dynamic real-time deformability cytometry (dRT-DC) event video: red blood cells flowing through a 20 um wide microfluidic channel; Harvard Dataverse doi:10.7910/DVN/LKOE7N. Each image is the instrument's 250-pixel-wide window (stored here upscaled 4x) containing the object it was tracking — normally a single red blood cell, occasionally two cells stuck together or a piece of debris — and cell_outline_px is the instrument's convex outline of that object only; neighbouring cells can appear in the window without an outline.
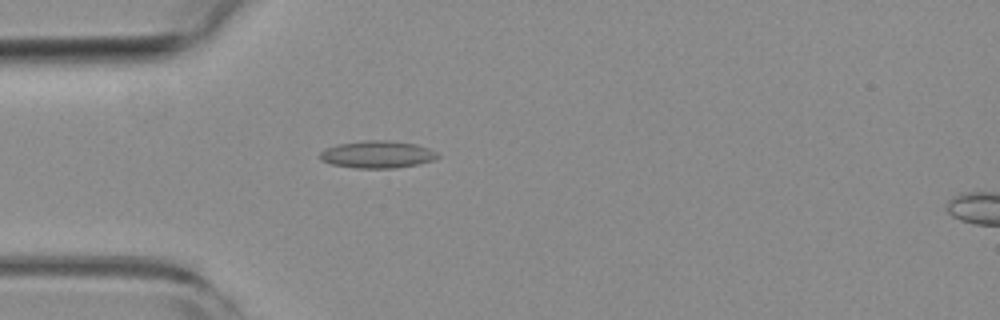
{"species": "common noctule bat (a hibernating species)", "species_latin": "Nyctalus noctula", "temperature_condition": "room temperature", "stored_images_in_passage": 53, "camera_frame_rate_fps": 3000, "um_per_image_px": 0.085, "animal": {"sex": "female", "body_mass_g": 19.3, "forearm_length_mm": 54.1}, "frame": {"image": 1, "passage_image": 15, "time_ms": 4.667, "image_size_px": [1000, 320], "cell_outline_px": [[440, 156], [432, 160], [416, 164], [392, 168], [356, 168], [332, 164], [320, 160], [320, 152], [328, 148], [340, 144], [364, 140], [384, 140], [416, 144], [428, 148], [436, 152]], "centroid_in_image_um": [32.07, 13.12], "position_along_channel_um": 52.9, "area_um2": 18.38}}
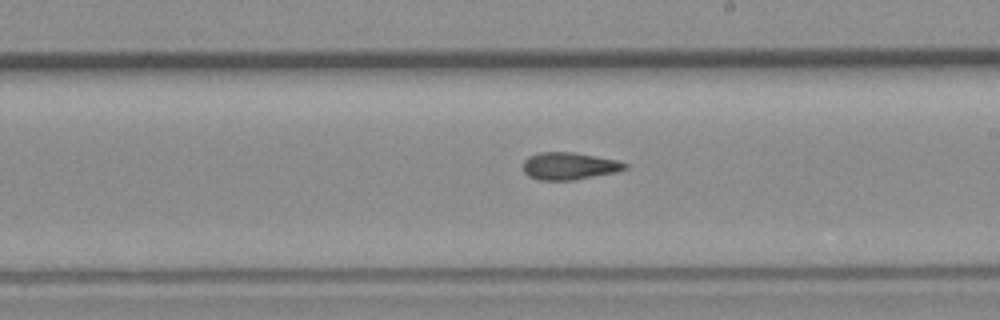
{"frame": {"image": 2, "passage_image": 30, "time_ms": 9.667, "image_size_px": [1000, 320], "cell_outline_px": [[628, 168], [616, 172], [572, 180], [540, 180], [528, 176], [524, 172], [524, 160], [528, 156], [540, 152], [576, 152], [616, 160], [628, 164]], "centroid_in_image_um": [48.38, 14.1], "position_along_channel_um": 240.6, "area_um2": 16.18}}
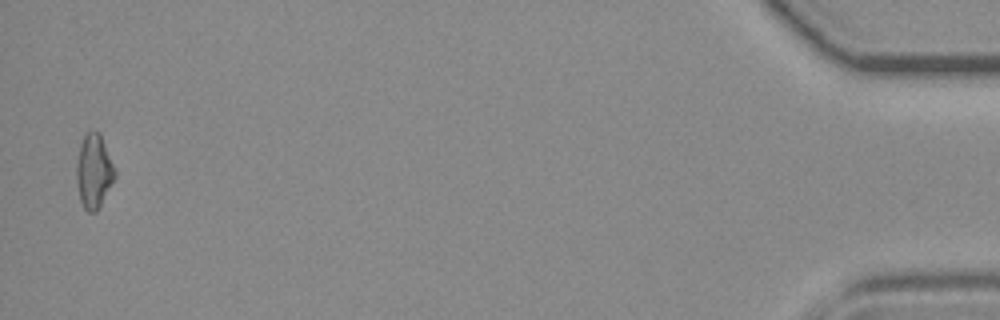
{"frame": {"image": 3, "passage_image": 52, "time_ms": 17.0, "image_size_px": [1000, 320], "cell_outline_px": [[116, 176], [96, 212], [88, 212], [84, 208], [80, 200], [76, 180], [76, 164], [80, 144], [84, 136], [92, 128], [100, 132], [116, 168]], "centroid_in_image_um": [7.98, 14.51], "position_along_channel_um": 427.2, "area_um2": 16.76}, "authors_computed_cell_mechanics": {"area_um2": 16.473, "velocity_mm_per_s": 3.8906, "shape_relaxation_time_tau1_ms": null, "shape_relaxation_time_tau2_ms": 4.6562, "deformation_change_tau1": null, "deformation_change_tau2": 0.1386}}